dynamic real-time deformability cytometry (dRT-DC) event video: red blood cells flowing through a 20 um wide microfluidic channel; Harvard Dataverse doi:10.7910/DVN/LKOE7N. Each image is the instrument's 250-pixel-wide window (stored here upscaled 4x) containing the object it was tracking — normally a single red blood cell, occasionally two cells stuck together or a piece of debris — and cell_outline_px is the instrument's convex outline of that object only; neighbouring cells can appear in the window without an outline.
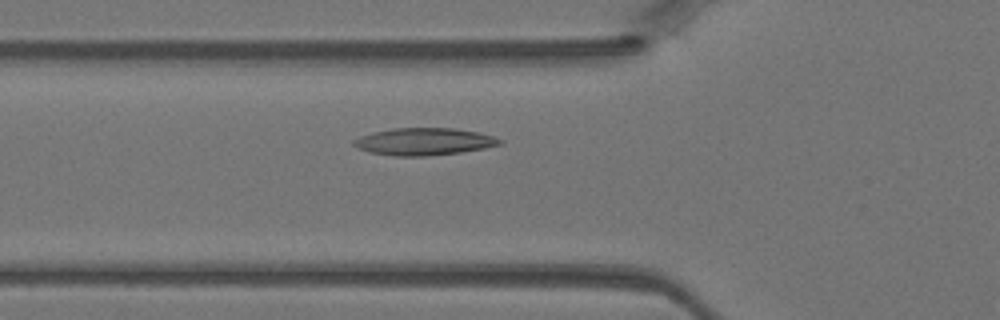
{"species": "Egyptian fruit bat (a non-hibernating species)", "species_latin": "Rousettus aegyptiacus", "temperature_condition": "warm", "stored_images_in_passage": 30, "camera_frame_rate_fps": 3000, "um_per_image_px": 0.085, "animal": {"sex": "female"}, "frame": {"image": 1, "passage_image": 2, "time_ms": 0.333, "image_size_px": [1000, 320], "cell_outline_px": [[504, 144], [484, 148], [460, 152], [424, 156], [392, 156], [372, 152], [360, 148], [352, 144], [352, 140], [360, 136], [372, 132], [392, 128], [452, 128], [476, 132], [492, 136], [504, 140]], "centroid_in_image_um": [36.04, 12.03], "position_along_channel_um": 89.8, "area_um2": 23.06}}
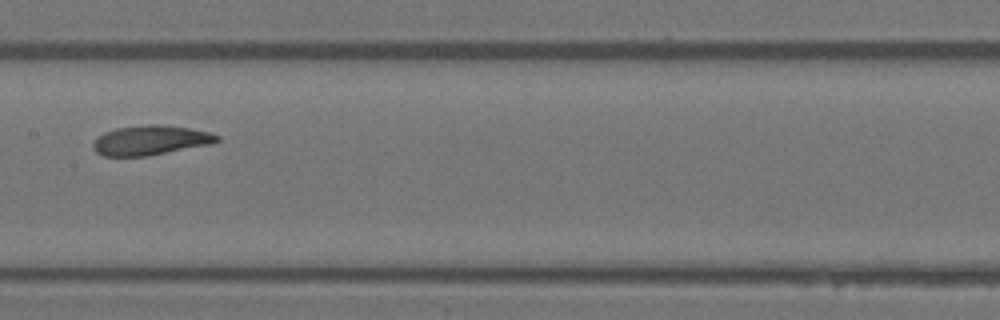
{"frame": {"image": 2, "passage_image": 9, "time_ms": 2.667, "image_size_px": [1000, 320], "cell_outline_px": [[220, 140], [212, 144], [148, 156], [104, 156], [96, 152], [92, 148], [92, 144], [104, 132], [116, 128], [148, 124], [164, 124], [188, 128], [208, 132], [220, 136]], "centroid_in_image_um": [12.81, 11.92], "position_along_channel_um": 194.6, "area_um2": 21.44}}
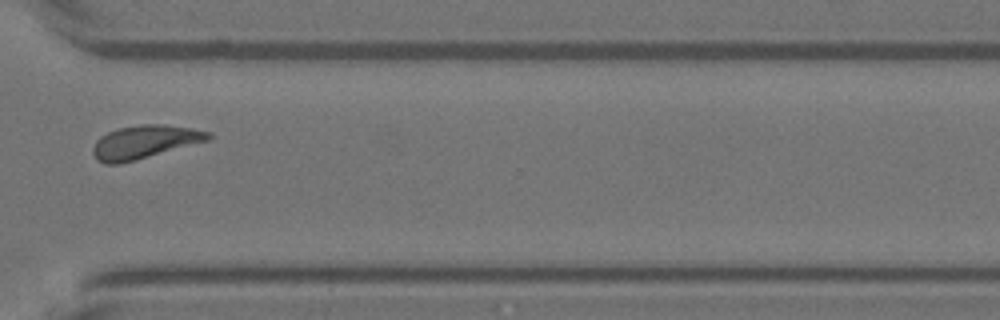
{"frame": {"image": 3, "passage_image": 20, "time_ms": 6.333, "image_size_px": [1000, 320], "cell_outline_px": [[212, 140], [136, 160], [120, 164], [104, 164], [96, 160], [92, 152], [92, 148], [96, 140], [100, 136], [116, 128], [140, 124], [164, 124], [192, 128], [212, 132]], "centroid_in_image_um": [12.31, 12.07], "position_along_channel_um": 358.3, "area_um2": 22.89}}